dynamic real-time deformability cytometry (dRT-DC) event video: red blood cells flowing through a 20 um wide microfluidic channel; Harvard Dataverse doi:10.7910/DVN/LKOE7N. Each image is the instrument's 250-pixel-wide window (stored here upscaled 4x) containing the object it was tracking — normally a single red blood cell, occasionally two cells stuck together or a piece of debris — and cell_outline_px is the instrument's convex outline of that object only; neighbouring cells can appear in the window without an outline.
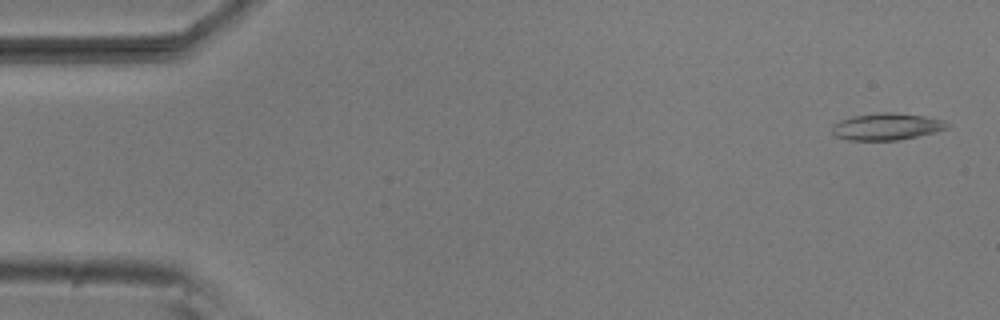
{"species": "common noctule bat (a hibernating species)", "species_latin": "Nyctalus noctula", "temperature_condition": "room temperature", "stored_images_in_passage": 53, "camera_frame_rate_fps": 3000, "um_per_image_px": 0.085, "animal": {"sex": "male", "body_mass_g": 20.5, "forearm_length_mm": 52.5}, "frame": {"image": 1, "passage_image": 2, "time_ms": 0.333, "image_size_px": [1000, 320], "cell_outline_px": [[952, 124], [948, 128], [900, 140], [848, 140], [836, 136], [832, 132], [832, 124], [840, 120], [852, 116], [880, 112], [892, 112], [924, 116], [944, 120]], "centroid_in_image_um": [75.36, 10.75], "position_along_channel_um": 9.6, "area_um2": 18.03}}
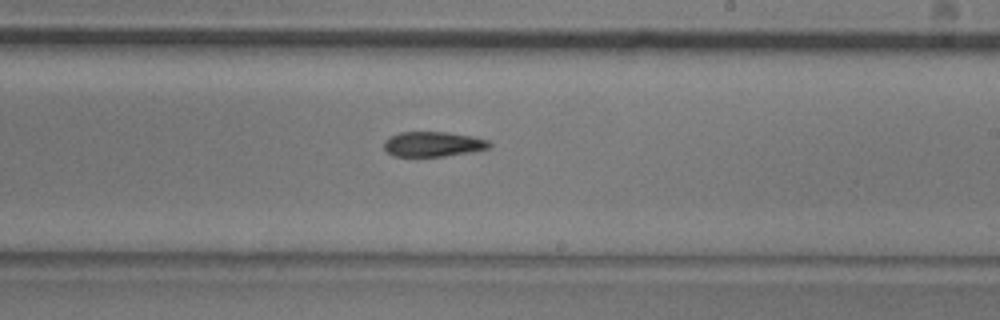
{"frame": {"image": 2, "passage_image": 31, "time_ms": 10.0, "image_size_px": [1000, 320], "cell_outline_px": [[492, 144], [488, 148], [472, 152], [444, 156], [392, 156], [384, 148], [384, 140], [400, 132], [448, 132], [472, 136], [488, 140]], "centroid_in_image_um": [36.82, 12.25], "position_along_channel_um": 252.2, "area_um2": 15.32}}
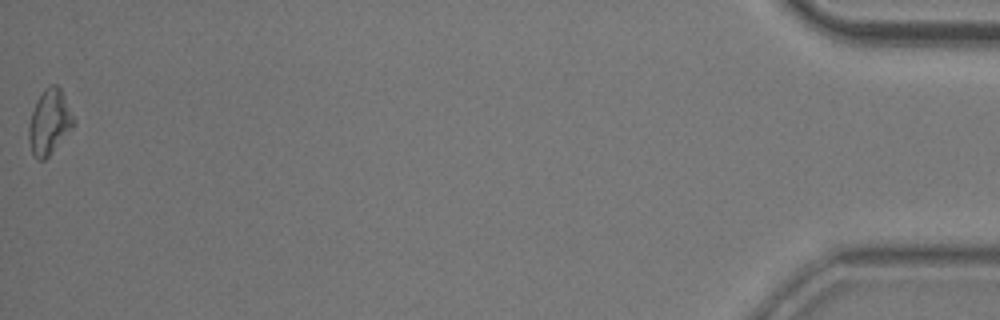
{"frame": {"image": 3, "passage_image": 53, "time_ms": 17.333, "image_size_px": [1000, 320], "cell_outline_px": [[76, 124], [48, 156], [44, 160], [36, 160], [32, 152], [28, 140], [28, 128], [32, 112], [36, 100], [44, 88], [48, 84], [56, 84], [60, 88], [76, 120]], "centroid_in_image_um": [4.2, 10.36], "position_along_channel_um": 431.0, "area_um2": 17.05}, "authors_computed_cell_mechanics": {"area_um2": 16.2996, "velocity_mm_per_s": 3.79, "shape_relaxation_time_tau1_ms": 4.4856, "shape_relaxation_time_tau2_ms": null, "deformation_change_tau1": 0.1585, "deformation_change_tau2": null}}